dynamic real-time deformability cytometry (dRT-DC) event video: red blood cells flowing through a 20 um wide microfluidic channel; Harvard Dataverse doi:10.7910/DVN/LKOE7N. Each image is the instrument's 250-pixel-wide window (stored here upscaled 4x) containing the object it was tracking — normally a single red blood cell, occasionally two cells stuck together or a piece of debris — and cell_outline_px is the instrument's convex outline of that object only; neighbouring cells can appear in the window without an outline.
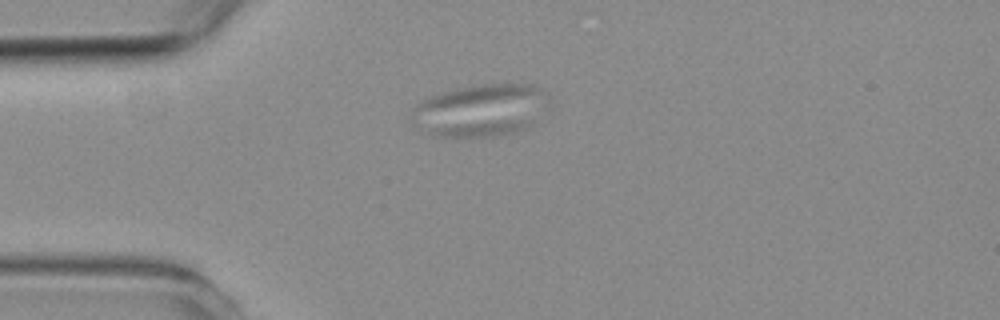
{"species": "common noctule bat (a hibernating species)", "species_latin": "Nyctalus noctula", "temperature_condition": "room temperature", "stored_images_in_passage": 4, "camera_frame_rate_fps": 3000, "um_per_image_px": 0.085, "animal": {"sex": "female", "body_mass_g": 19.3, "forearm_length_mm": 54.1}, "frame": {"image": 1, "passage_image": 3, "time_ms": 2.333, "image_size_px": [1000, 320], "cell_outline_px": [[532, 124], [524, 128], [512, 132], [496, 136], [432, 136], [412, 124], [496, 120], [520, 120]], "centroid_in_image_um": [40.21, 10.88], "position_along_channel_um": 44.8, "area_um2": 10.29}}